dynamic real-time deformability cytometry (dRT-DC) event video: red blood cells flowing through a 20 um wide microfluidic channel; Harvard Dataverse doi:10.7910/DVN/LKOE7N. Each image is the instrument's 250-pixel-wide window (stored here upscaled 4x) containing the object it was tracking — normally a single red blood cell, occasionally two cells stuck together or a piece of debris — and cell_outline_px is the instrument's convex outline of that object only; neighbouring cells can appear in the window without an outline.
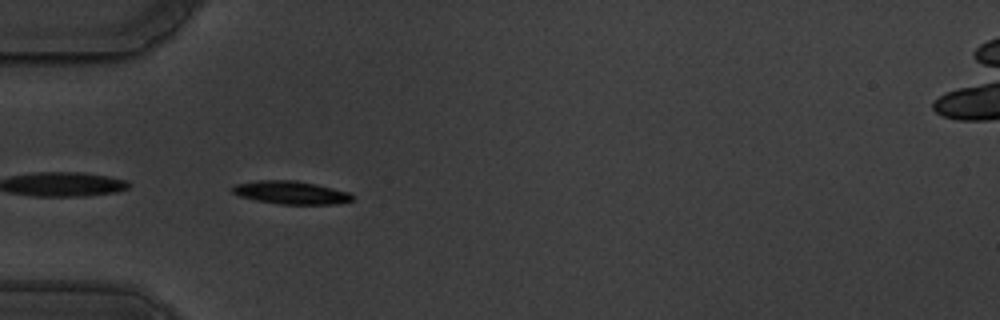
{"species": "common noctule bat (a hibernating species)", "species_latin": "Nyctalus noctula", "temperature_condition": "warm", "stored_images_in_passage": 26, "camera_frame_rate_fps": 3000, "um_per_image_px": 0.085, "animal": {"sex": "male", "body_mass_g": 19.5, "forearm_length_mm": 54.6}, "frame": {"image": 1, "passage_image": 1, "time_ms": 0.0, "image_size_px": [1000, 320], "cell_outline_px": [[356, 196], [352, 200], [336, 204], [280, 204], [256, 200], [240, 196], [232, 192], [232, 188], [236, 184], [256, 180], [296, 180], [316, 184], [348, 192]], "centroid_in_image_um": [24.74, 16.36], "position_along_channel_um": 60.3, "area_um2": 16.07}}
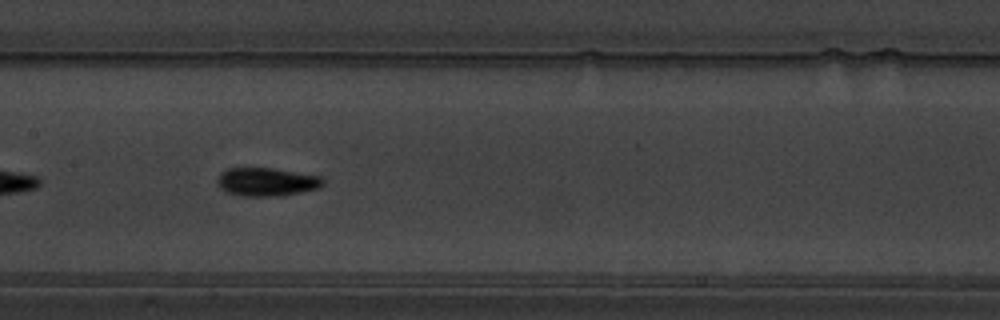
{"frame": {"image": 2, "passage_image": 12, "time_ms": 3.667, "image_size_px": [1000, 320], "cell_outline_px": [[324, 184], [320, 188], [280, 196], [244, 196], [228, 192], [220, 188], [216, 180], [220, 172], [228, 168], [272, 168], [320, 176], [324, 180]], "centroid_in_image_um": [22.66, 15.45], "position_along_channel_um": 184.7, "area_um2": 17.46}}
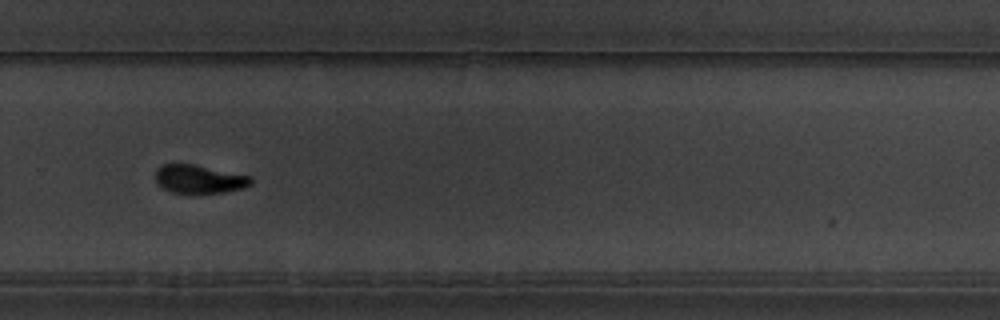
{"frame": {"image": 3, "passage_image": 23, "time_ms": 7.333, "image_size_px": [1000, 320], "cell_outline_px": [[252, 184], [244, 188], [224, 192], [172, 192], [164, 188], [156, 180], [156, 168], [164, 164], [196, 164], [252, 176]], "centroid_in_image_um": [16.98, 15.2], "position_along_channel_um": 312.8, "area_um2": 15.66}}